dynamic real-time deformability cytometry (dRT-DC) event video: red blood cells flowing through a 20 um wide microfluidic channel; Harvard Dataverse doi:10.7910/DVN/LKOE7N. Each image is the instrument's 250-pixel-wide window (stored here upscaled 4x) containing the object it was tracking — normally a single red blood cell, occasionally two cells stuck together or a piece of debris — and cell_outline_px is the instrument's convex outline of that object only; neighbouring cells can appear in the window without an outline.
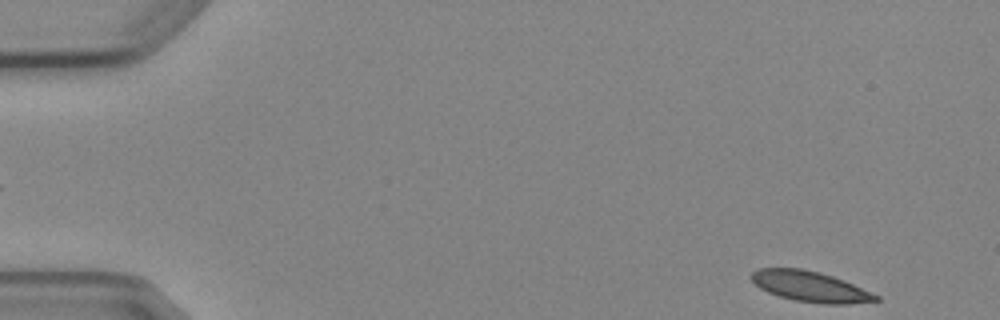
{"species": "Egyptian fruit bat (a non-hibernating species)", "species_latin": "Rousettus aegyptiacus", "temperature_condition": "cold", "stored_images_in_passage": 5, "segment_of_instrument_passage": [2, 2], "camera_frame_rate_fps": 3000, "um_per_image_px": 0.085, "animal": {"sex": "female"}, "frame": {"image": 1, "passage_image": 5, "time_ms": 5.667, "image_size_px": [1000, 320], "cell_outline_px": [[880, 300], [848, 304], [824, 304], [796, 300], [780, 296], [768, 292], [760, 288], [748, 276], [756, 268], [800, 268], [820, 272], [844, 280], [880, 296]], "centroid_in_image_um": [68.85, 24.34], "position_along_channel_um": 16.1, "area_um2": 22.08}}